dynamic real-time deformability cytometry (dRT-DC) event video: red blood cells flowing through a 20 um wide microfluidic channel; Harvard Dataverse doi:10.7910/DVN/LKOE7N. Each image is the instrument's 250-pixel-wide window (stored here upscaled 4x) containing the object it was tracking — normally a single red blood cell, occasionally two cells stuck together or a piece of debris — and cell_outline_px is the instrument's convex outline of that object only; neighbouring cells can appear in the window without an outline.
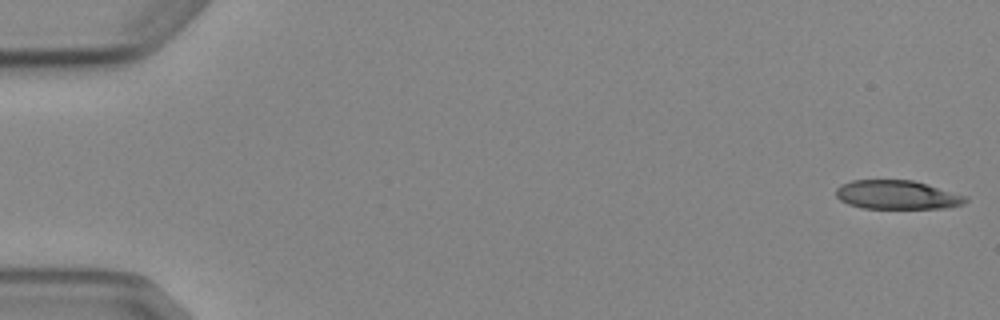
{"species": "Egyptian fruit bat (a non-hibernating species)", "species_latin": "Rousettus aegyptiacus", "temperature_condition": "cold", "stored_images_in_passage": 6, "camera_frame_rate_fps": 3000, "um_per_image_px": 0.085, "animal": {"sex": "female"}, "frame": {"image": 1, "passage_image": 1, "time_ms": 0.0, "image_size_px": [1000, 320], "cell_outline_px": [[968, 200], [964, 204], [948, 208], [864, 208], [848, 204], [840, 200], [836, 196], [836, 188], [840, 184], [852, 180], [912, 180], [968, 196]], "centroid_in_image_um": [76.26, 16.56], "position_along_channel_um": 8.7, "area_um2": 21.85}}